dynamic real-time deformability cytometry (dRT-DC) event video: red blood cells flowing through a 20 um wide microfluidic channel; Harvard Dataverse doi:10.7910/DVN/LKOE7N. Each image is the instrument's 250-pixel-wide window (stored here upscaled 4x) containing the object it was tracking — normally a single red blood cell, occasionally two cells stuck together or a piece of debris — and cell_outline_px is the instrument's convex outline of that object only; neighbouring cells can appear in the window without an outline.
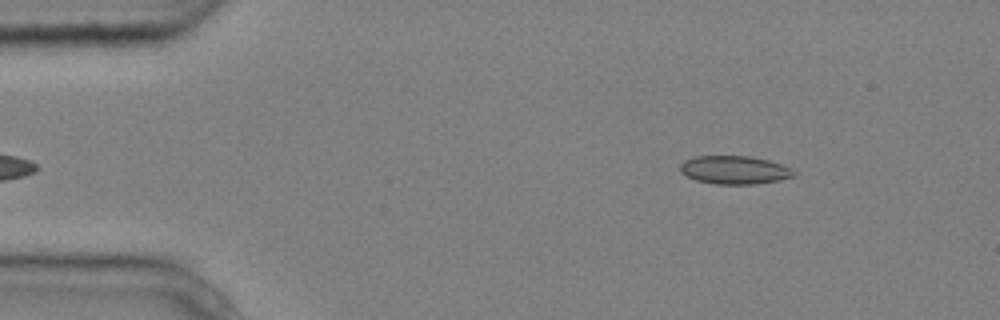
{"species": "common noctule bat (a hibernating species)", "species_latin": "Nyctalus noctula", "temperature_condition": "cold", "stored_images_in_passage": 6, "camera_frame_rate_fps": 3000, "um_per_image_px": 0.085, "animal": {"sex": "male", "body_mass_g": 20.4}, "frame": {"image": 1, "passage_image": 6, "time_ms": 1.667, "image_size_px": [1000, 320], "cell_outline_px": [[796, 176], [780, 180], [756, 184], [716, 184], [696, 180], [680, 172], [680, 164], [684, 160], [696, 156], [752, 156], [768, 160], [780, 164], [796, 172]], "centroid_in_image_um": [62.43, 14.45], "position_along_channel_um": 22.6, "area_um2": 18.73}}